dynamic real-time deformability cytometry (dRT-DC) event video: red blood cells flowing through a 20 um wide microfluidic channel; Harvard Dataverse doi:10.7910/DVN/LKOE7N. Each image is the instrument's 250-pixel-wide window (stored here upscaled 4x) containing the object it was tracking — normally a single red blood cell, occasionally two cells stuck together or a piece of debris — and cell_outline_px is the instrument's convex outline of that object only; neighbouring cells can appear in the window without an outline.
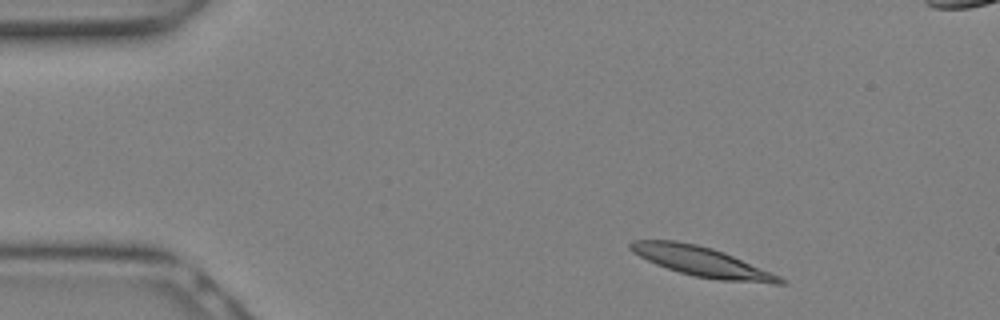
{"species": "Egyptian fruit bat (a non-hibernating species)", "species_latin": "Rousettus aegyptiacus", "temperature_condition": "warm", "stored_images_in_passage": 5, "camera_frame_rate_fps": 3000, "um_per_image_px": 0.085, "animal": {"sex": "female"}, "frame": {"image": 1, "passage_image": 1, "time_ms": 0.0, "image_size_px": [1000, 320], "cell_outline_px": [[788, 284], [772, 284], [720, 280], [692, 276], [656, 264], [632, 252], [628, 248], [628, 244], [632, 240], [676, 240], [696, 244], [712, 248], [724, 252], [780, 276], [788, 280]], "centroid_in_image_um": [59.68, 22.25], "position_along_channel_um": 25.3, "area_um2": 25.95}}